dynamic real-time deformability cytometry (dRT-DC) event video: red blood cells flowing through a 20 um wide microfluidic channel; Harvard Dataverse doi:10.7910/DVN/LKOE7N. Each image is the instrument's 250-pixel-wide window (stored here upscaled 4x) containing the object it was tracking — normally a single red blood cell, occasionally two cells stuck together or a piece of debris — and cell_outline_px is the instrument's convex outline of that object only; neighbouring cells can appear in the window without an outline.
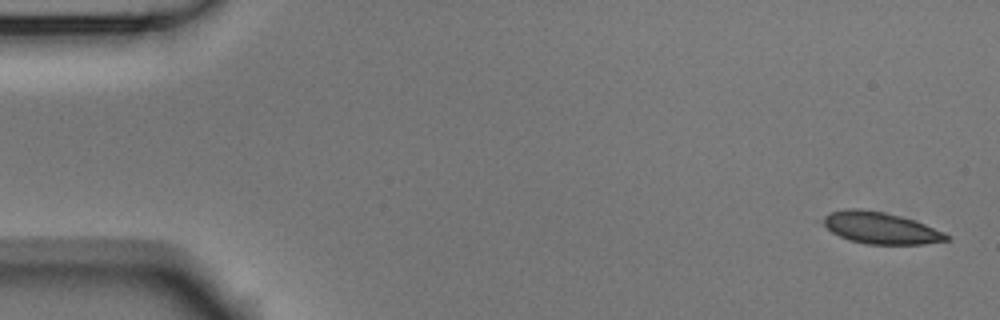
{"species": "Egyptian fruit bat (a non-hibernating species)", "species_latin": "Rousettus aegyptiacus", "temperature_condition": "room temperature", "stored_images_in_passage": 7, "camera_frame_rate_fps": 3000, "um_per_image_px": 0.085, "animal": {"sex": "male"}, "frame": {"image": 1, "passage_image": 1, "time_ms": 0.0, "image_size_px": [1000, 320], "cell_outline_px": [[952, 240], [924, 244], [864, 244], [848, 240], [832, 232], [824, 224], [824, 216], [828, 212], [848, 208], [856, 208], [884, 212], [900, 216], [924, 224], [944, 232]], "centroid_in_image_um": [74.84, 19.38], "position_along_channel_um": 10.2, "area_um2": 22.66}}
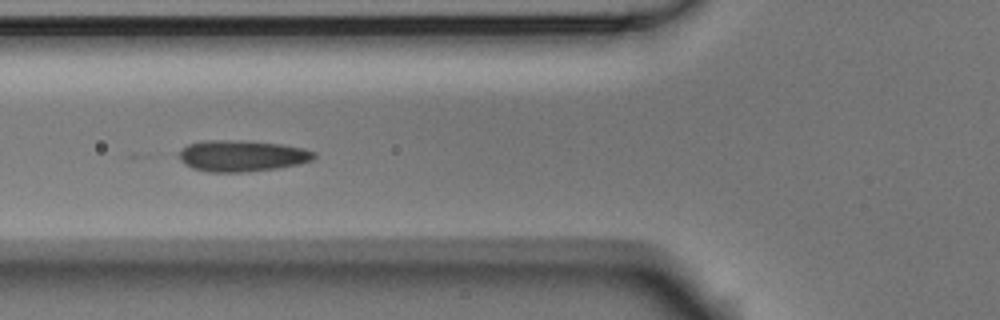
{"frame": {"image": 2, "passage_image": 6, "time_ms": 1.667, "image_size_px": [1000, 320], "cell_outline_px": [[316, 156], [312, 160], [296, 164], [276, 168], [244, 172], [208, 172], [192, 168], [184, 164], [180, 160], [180, 152], [188, 144], [204, 140], [240, 140], [280, 144], [304, 148], [316, 152]], "centroid_in_image_um": [20.55, 13.24], "position_along_channel_um": 105.2, "area_um2": 24.51}}
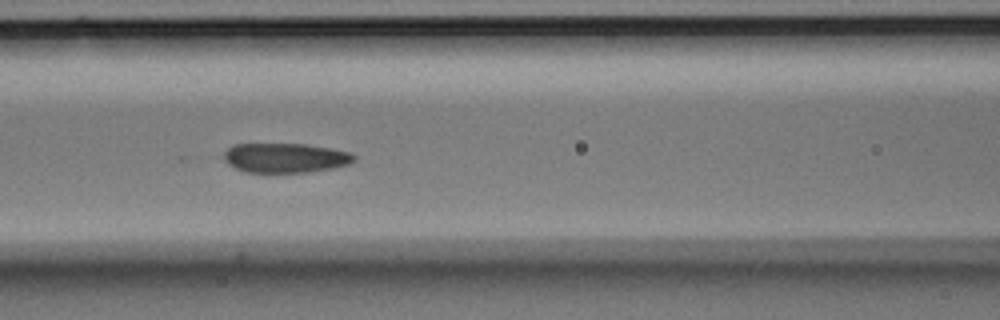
{"frame": {"image": 3, "passage_image": 7, "time_ms": 2.0, "image_size_px": [1000, 320], "cell_outline_px": [[356, 160], [348, 164], [332, 168], [304, 172], [244, 172], [228, 164], [224, 160], [224, 152], [232, 144], [308, 144], [332, 148], [352, 152], [356, 156]], "centroid_in_image_um": [24.27, 13.41], "position_along_channel_um": 142.3, "area_um2": 22.54}}